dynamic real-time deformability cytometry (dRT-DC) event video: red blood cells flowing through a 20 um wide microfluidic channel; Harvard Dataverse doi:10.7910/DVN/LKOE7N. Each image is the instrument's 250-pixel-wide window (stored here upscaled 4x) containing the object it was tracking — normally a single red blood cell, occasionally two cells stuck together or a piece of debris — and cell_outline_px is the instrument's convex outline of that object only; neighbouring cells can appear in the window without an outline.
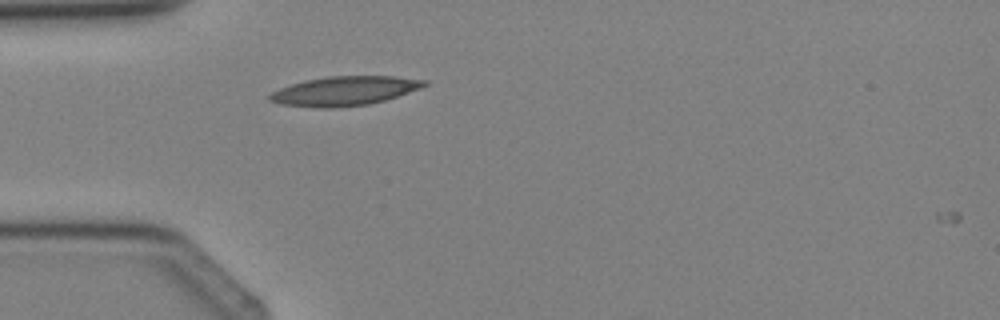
{"species": "Egyptian fruit bat (a non-hibernating species)", "species_latin": "Rousettus aegyptiacus", "temperature_condition": "cold", "stored_images_in_passage": 2, "camera_frame_rate_fps": 3000, "um_per_image_px": 0.085, "animal": {"sex": "female"}, "frame": {"image": 1, "passage_image": 2, "time_ms": 1.0, "image_size_px": [1000, 320], "cell_outline_px": [[428, 84], [420, 88], [384, 100], [368, 104], [332, 108], [316, 108], [280, 104], [268, 100], [268, 96], [272, 92], [280, 88], [304, 80], [328, 76], [396, 76], [428, 80]], "centroid_in_image_um": [29.26, 7.72], "position_along_channel_um": 55.7, "area_um2": 26.3}}